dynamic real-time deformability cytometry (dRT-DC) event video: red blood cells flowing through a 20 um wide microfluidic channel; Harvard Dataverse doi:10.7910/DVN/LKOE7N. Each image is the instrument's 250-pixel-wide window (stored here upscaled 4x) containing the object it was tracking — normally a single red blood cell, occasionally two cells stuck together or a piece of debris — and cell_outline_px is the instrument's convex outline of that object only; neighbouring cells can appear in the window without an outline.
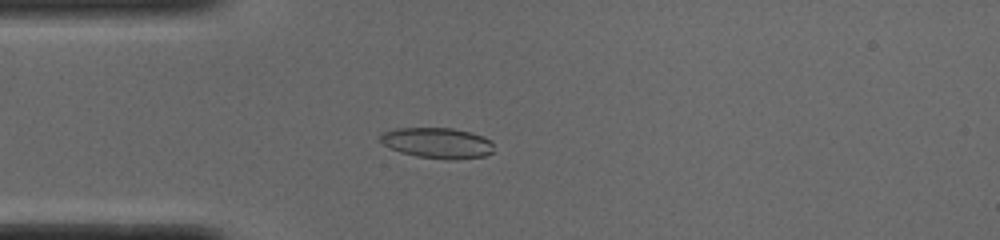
{"species": "common noctule bat (a hibernating species)", "species_latin": "Nyctalus noctula", "temperature_condition": "cold", "stored_images_in_passage": 51, "camera_frame_rate_fps": 3000, "um_per_image_px": 0.085, "animal": {"sex": "male", "body_mass_g": 19.0, "forearm_length_mm": 50.8}, "frame": {"image": 1, "passage_image": 13, "time_ms": 4.0, "image_size_px": [1000, 240], "cell_outline_px": [[488, 152], [480, 156], [424, 156], [408, 152], [396, 148], [392, 132], [416, 128], [444, 128], [464, 132], [480, 136], [488, 140]], "centroid_in_image_um": [37.42, 12.11], "position_along_channel_um": 47.6, "area_um2": 16.18}}
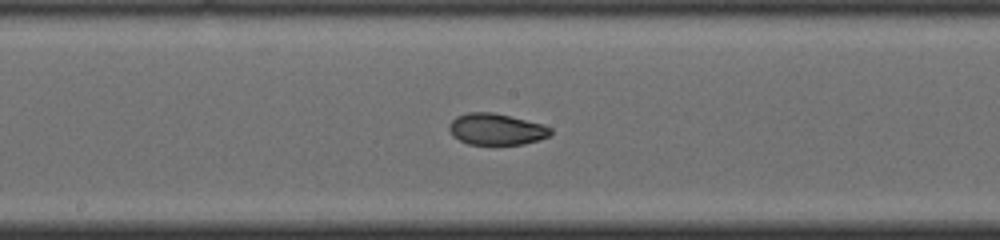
{"frame": {"image": 2, "passage_image": 26, "time_ms": 8.333, "image_size_px": [1000, 240], "cell_outline_px": [[552, 132], [548, 136], [536, 140], [516, 144], [472, 144], [456, 136], [452, 132], [452, 124], [460, 116], [504, 116], [536, 124], [548, 128]], "centroid_in_image_um": [42.27, 11.07], "position_along_channel_um": 205.9, "area_um2": 15.95}}
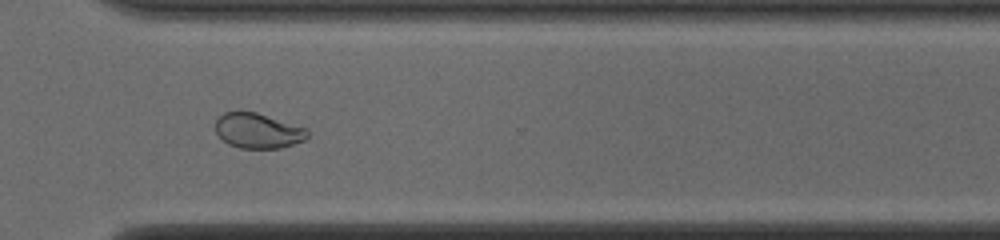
{"frame": {"image": 3, "passage_image": 37, "time_ms": 12.0, "image_size_px": [1000, 240], "cell_outline_px": [[300, 140], [276, 148], [248, 148], [232, 144], [224, 140], [220, 136], [216, 124], [228, 112], [252, 112], [300, 128]], "centroid_in_image_um": [21.78, 11.12], "position_along_channel_um": 348.8, "area_um2": 16.47}}